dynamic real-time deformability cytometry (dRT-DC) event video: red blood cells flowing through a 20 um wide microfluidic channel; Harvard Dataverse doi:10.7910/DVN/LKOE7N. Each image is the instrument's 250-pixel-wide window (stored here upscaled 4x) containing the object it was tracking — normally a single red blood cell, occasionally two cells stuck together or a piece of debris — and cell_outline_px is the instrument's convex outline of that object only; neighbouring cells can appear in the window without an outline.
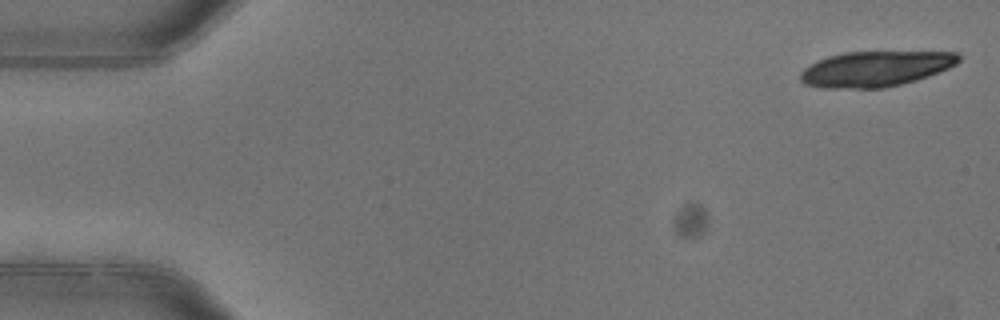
{"species": "common noctule bat (a hibernating species)", "species_latin": "Nyctalus noctula", "temperature_condition": "warm", "stored_images_in_passage": 5, "camera_frame_rate_fps": 3000, "um_per_image_px": 0.085, "animal": {"sex": "female"}, "frame": {"image": 1, "passage_image": 1, "time_ms": 0.0, "image_size_px": [1000, 320], "cell_outline_px": [[960, 60], [956, 64], [948, 68], [928, 76], [916, 80], [884, 88], [820, 88], [804, 84], [800, 80], [800, 72], [808, 64], [816, 60], [828, 56], [844, 52], [956, 52], [960, 56]], "centroid_in_image_um": [74.36, 5.85], "position_along_channel_um": 10.6, "area_um2": 32.77}}